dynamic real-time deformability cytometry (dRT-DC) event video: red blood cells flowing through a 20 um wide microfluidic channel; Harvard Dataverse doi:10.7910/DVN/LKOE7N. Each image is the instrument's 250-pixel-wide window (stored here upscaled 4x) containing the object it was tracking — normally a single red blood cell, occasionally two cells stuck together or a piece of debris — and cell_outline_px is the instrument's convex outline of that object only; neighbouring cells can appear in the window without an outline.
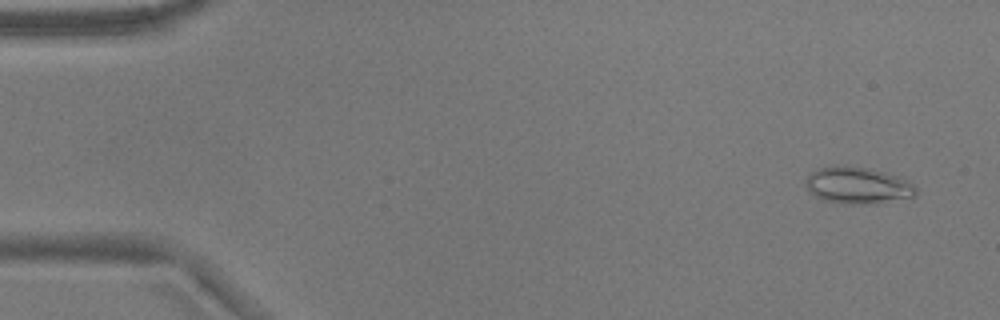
{"species": "common noctule bat (a hibernating species)", "species_latin": "Nyctalus noctula", "temperature_condition": "warm", "stored_images_in_passage": 53, "camera_frame_rate_fps": 3000, "um_per_image_px": 0.085, "animal": {"sex": "male", "body_mass_g": 17.9}, "frame": {"image": 1, "passage_image": 3, "time_ms": 0.667, "image_size_px": [1000, 320], "cell_outline_px": [[916, 192], [912, 196], [872, 204], [844, 204], [824, 200], [816, 196], [804, 184], [808, 176], [812, 172], [820, 168], [868, 168], [900, 176], [908, 180], [916, 188]], "centroid_in_image_um": [72.93, 15.79], "position_along_channel_um": 12.1, "area_um2": 22.77}}
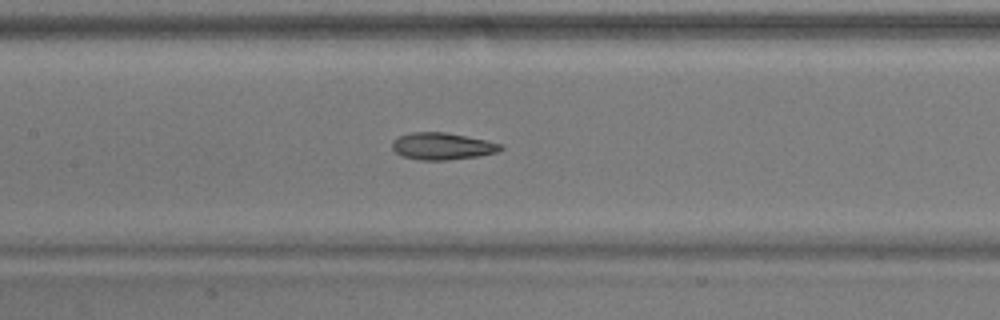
{"frame": {"image": 2, "passage_image": 25, "time_ms": 8.0, "image_size_px": [1000, 320], "cell_outline_px": [[504, 148], [496, 152], [480, 156], [448, 160], [420, 160], [400, 156], [392, 148], [392, 140], [408, 132], [444, 132], [504, 144]], "centroid_in_image_um": [37.57, 12.43], "position_along_channel_um": 169.8, "area_um2": 17.11}}
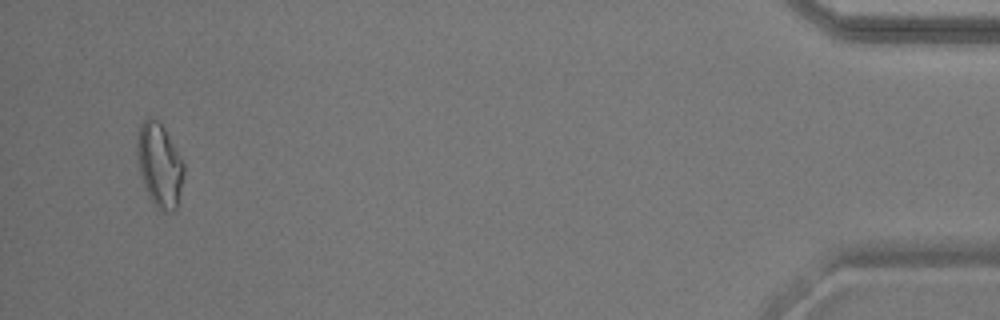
{"frame": {"image": 3, "passage_image": 51, "time_ms": 16.667, "image_size_px": [1000, 320], "cell_outline_px": [[184, 176], [176, 212], [164, 212], [156, 208], [152, 204], [148, 196], [140, 172], [136, 152], [136, 140], [140, 124], [144, 116], [152, 116], [160, 120], [184, 164]], "centroid_in_image_um": [13.54, 14.02], "position_along_channel_um": 421.7, "area_um2": 23.35}, "authors_computed_cell_mechanics": {"area_um2": 19.1318, "velocity_mm_per_s": 3.8014, "shape_relaxation_time_tau1_ms": 8.1356, "shape_relaxation_time_tau2_ms": 3.4893, "deformation_change_tau1": 0.2237, "deformation_change_tau2": 0.1015}}